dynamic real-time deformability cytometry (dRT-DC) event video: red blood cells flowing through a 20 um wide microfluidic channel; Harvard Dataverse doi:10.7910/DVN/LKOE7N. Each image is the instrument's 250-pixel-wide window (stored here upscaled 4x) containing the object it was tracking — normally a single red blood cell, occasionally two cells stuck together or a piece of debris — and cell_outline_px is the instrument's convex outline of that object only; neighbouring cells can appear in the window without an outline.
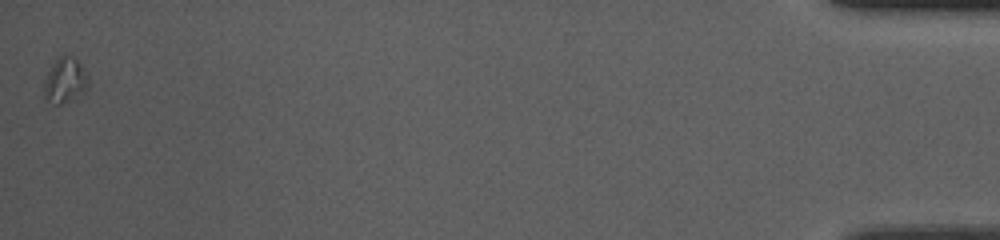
{"species": "common noctule bat (a hibernating species)", "species_latin": "Nyctalus noctula", "temperature_condition": "room temperature", "stored_images_in_passage": 46, "camera_frame_rate_fps": 3000, "um_per_image_px": 0.085, "animal": {"sex": "female", "body_mass_g": 10.0, "forearm_length_mm": 53.1}, "frame": {"image": 1, "passage_image": 46, "time_ms": 15.0, "image_size_px": [1000, 240], "cell_outline_px": [[88, 88], [60, 104], [56, 104], [44, 100], [44, 80], [52, 64], [64, 52], [72, 56], [80, 64], [88, 76]], "centroid_in_image_um": [5.5, 6.79], "position_along_channel_um": 429.7, "area_um2": 11.44}}